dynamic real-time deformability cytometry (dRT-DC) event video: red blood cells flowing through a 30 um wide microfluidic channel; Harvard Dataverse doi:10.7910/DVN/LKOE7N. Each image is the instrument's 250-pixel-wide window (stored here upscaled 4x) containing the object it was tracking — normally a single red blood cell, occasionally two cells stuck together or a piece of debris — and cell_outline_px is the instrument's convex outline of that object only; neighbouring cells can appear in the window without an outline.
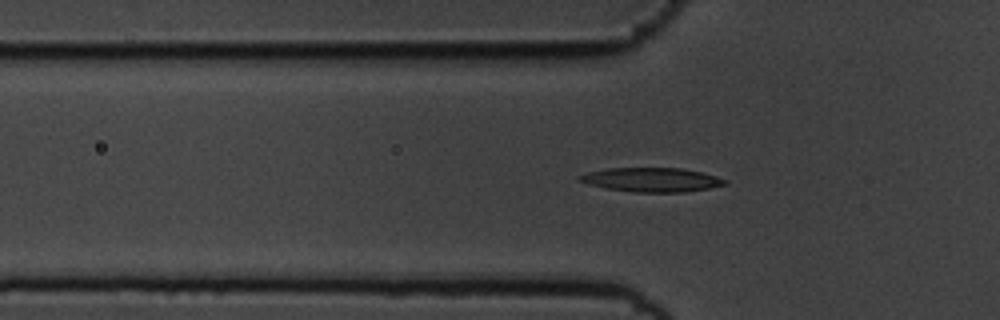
{"species": "common noctule bat (a hibernating species)", "species_latin": "Nyctalus noctula", "temperature_condition": "cold", "stored_images_in_passage": 58, "camera_frame_rate_fps": 3000, "um_per_image_px": 0.085, "animal": {"sex": "male", "body_mass_g": 19.5, "forearm_length_mm": 54.6}, "frame": {"image": 1, "passage_image": 19, "time_ms": 6.0, "image_size_px": [1000, 320], "cell_outline_px": [[728, 184], [708, 188], [684, 192], [636, 192], [608, 188], [588, 184], [580, 180], [576, 176], [588, 172], [608, 168], [680, 168], [700, 172], [716, 176], [728, 180]], "centroid_in_image_um": [55.41, 15.27], "position_along_channel_um": 70.4, "area_um2": 20.23}}
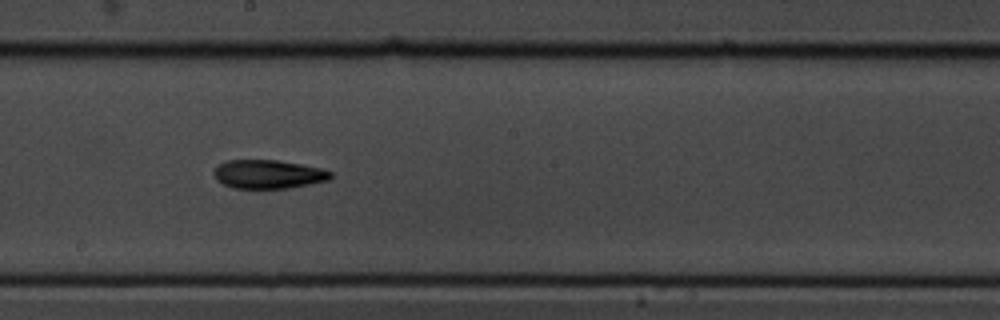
{"frame": {"image": 2, "passage_image": 32, "time_ms": 10.333, "image_size_px": [1000, 320], "cell_outline_px": [[332, 176], [328, 180], [288, 188], [232, 188], [216, 180], [212, 172], [224, 160], [276, 160], [300, 164], [320, 168], [332, 172]], "centroid_in_image_um": [22.76, 14.8], "position_along_channel_um": 225.4, "area_um2": 19.42}}
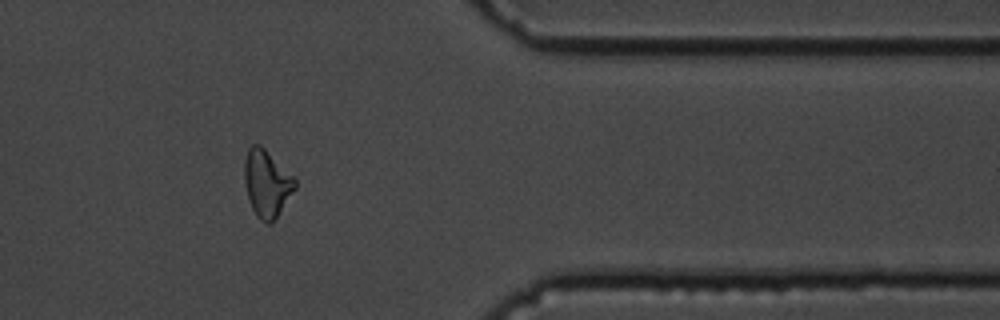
{"frame": {"image": 3, "passage_image": 47, "time_ms": 15.333, "image_size_px": [1000, 320], "cell_outline_px": [[296, 188], [272, 224], [264, 224], [256, 216], [252, 208], [248, 196], [244, 180], [244, 160], [248, 148], [252, 144], [260, 144], [296, 180]], "centroid_in_image_um": [22.66, 15.62], "position_along_channel_um": 388.7, "area_um2": 19.65}, "authors_computed_cell_mechanics": {"area_um2": 19.363, "velocity_mm_per_s": 3.5856, "shape_relaxation_time_tau1_ms": 5.5168, "shape_relaxation_time_tau2_ms": 3.5117, "deformation_change_tau1": 0.1858, "deformation_change_tau2": 0.1135}}